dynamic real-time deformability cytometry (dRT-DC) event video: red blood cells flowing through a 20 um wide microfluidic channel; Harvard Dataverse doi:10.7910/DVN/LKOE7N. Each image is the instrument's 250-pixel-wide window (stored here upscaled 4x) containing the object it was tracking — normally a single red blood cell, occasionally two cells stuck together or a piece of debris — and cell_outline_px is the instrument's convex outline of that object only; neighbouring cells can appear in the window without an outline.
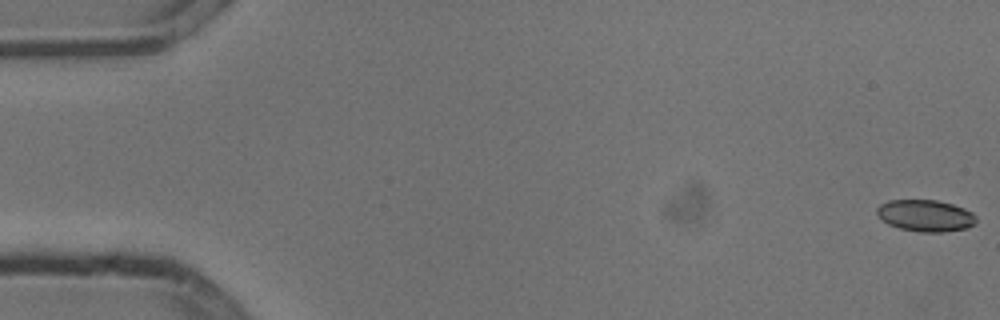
{"species": "common noctule bat (a hibernating species)", "species_latin": "Nyctalus noctula", "temperature_condition": "cold", "stored_images_in_passage": 54, "camera_frame_rate_fps": 3000, "um_per_image_px": 0.085, "animal": {"sex": "male", "body_mass_g": 13.3}, "frame": {"image": 1, "passage_image": 1, "time_ms": 0.0, "image_size_px": [1000, 320], "cell_outline_px": [[976, 224], [964, 228], [940, 232], [920, 232], [900, 228], [888, 224], [876, 212], [876, 208], [880, 204], [888, 200], [936, 200], [952, 204], [964, 208], [972, 212], [976, 216]], "centroid_in_image_um": [78.67, 18.32], "position_along_channel_um": 6.3, "area_um2": 18.21}}
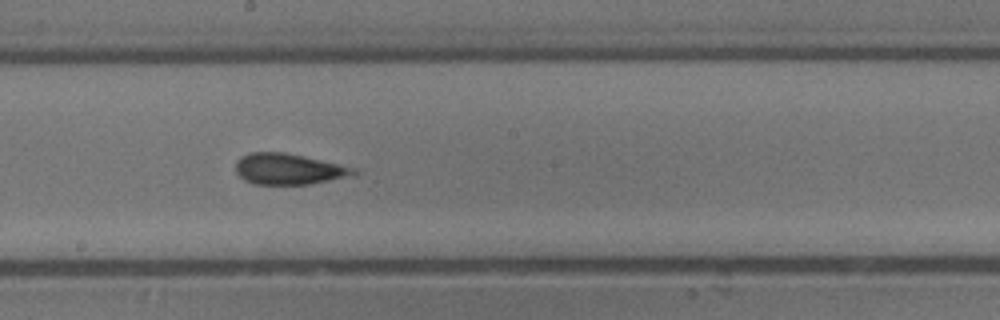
{"frame": {"image": 2, "passage_image": 30, "time_ms": 9.667, "image_size_px": [1000, 320], "cell_outline_px": [[360, 172], [328, 180], [308, 184], [256, 184], [244, 180], [236, 172], [236, 160], [240, 156], [248, 152], [284, 152], [304, 156], [356, 168]], "centroid_in_image_um": [24.46, 14.35], "position_along_channel_um": 223.7, "area_um2": 21.04}}
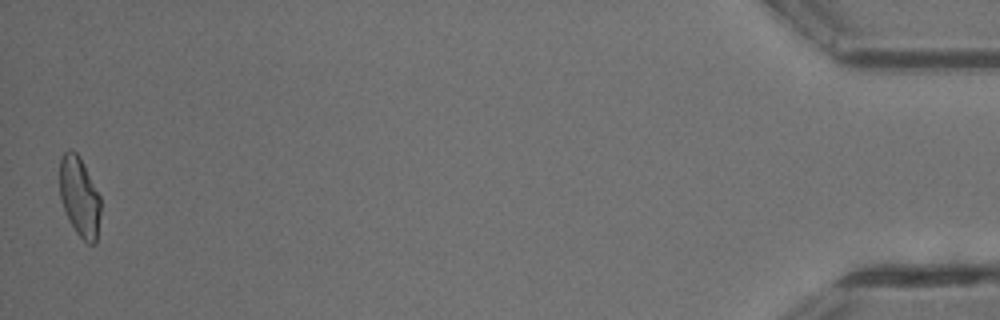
{"frame": {"image": 3, "passage_image": 54, "time_ms": 17.667, "image_size_px": [1000, 320], "cell_outline_px": [[100, 216], [96, 244], [88, 244], [76, 232], [64, 208], [60, 196], [60, 156], [68, 148], [72, 148], [80, 156], [100, 196]], "centroid_in_image_um": [6.76, 16.68], "position_along_channel_um": 428.4, "area_um2": 19.02}, "authors_computed_cell_mechanics": {"area_um2": 20.3745, "velocity_mm_per_s": 3.7931, "shape_relaxation_time_tau1_ms": 3.4864, "shape_relaxation_time_tau2_ms": 2.4562, "deformation_change_tau1": 0.0533, "deformation_change_tau2": 0.1338}}